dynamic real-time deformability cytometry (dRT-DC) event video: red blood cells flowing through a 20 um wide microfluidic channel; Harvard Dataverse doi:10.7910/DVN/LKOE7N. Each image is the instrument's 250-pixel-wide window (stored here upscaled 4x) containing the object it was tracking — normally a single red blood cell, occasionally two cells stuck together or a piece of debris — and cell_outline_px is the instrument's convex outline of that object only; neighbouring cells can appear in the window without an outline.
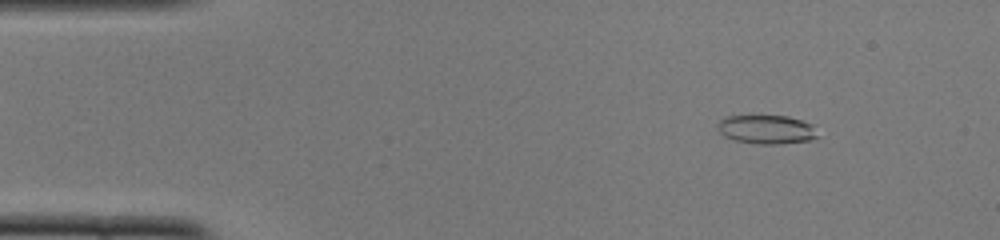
{"species": "common noctule bat (a hibernating species)", "species_latin": "Nyctalus noctula", "temperature_condition": "cold", "stored_images_in_passage": 47, "camera_frame_rate_fps": 3000, "um_per_image_px": 0.085, "animal": {"sex": "female", "body_mass_g": 22.0, "forearm_length_mm": 56.7}, "frame": {"image": 1, "passage_image": 3, "time_ms": 0.667, "image_size_px": [1000, 240], "cell_outline_px": [[816, 136], [812, 140], [780, 144], [760, 144], [736, 140], [724, 136], [720, 132], [716, 124], [724, 116], [788, 116], [812, 124]], "centroid_in_image_um": [65.12, 11.0], "position_along_channel_um": 19.9, "area_um2": 16.65}}
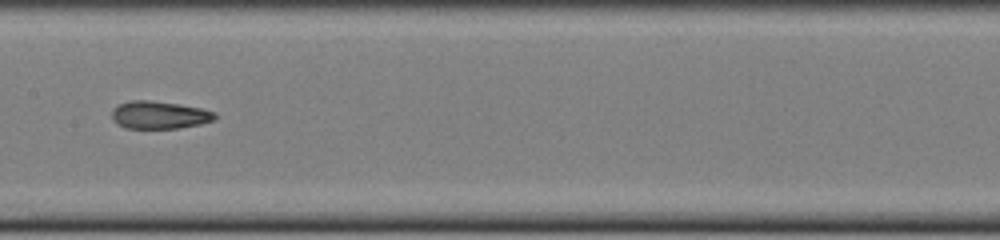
{"frame": {"image": 2, "passage_image": 22, "time_ms": 7.0, "image_size_px": [1000, 240], "cell_outline_px": [[216, 116], [212, 120], [200, 124], [180, 128], [124, 128], [116, 124], [112, 120], [112, 108], [120, 104], [132, 100], [148, 100], [180, 104], [200, 108], [216, 112]], "centroid_in_image_um": [13.51, 9.77], "position_along_channel_um": 193.9, "area_um2": 16.65}}
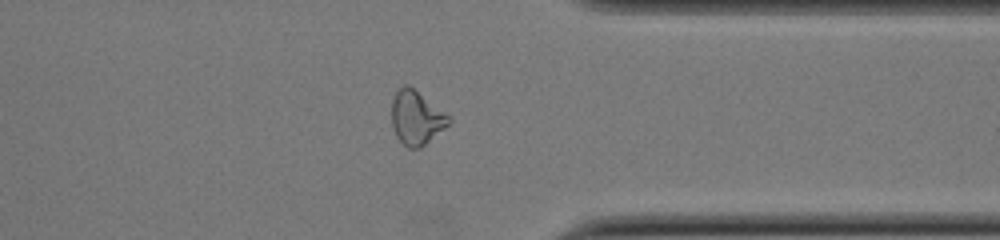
{"frame": {"image": 3, "passage_image": 36, "time_ms": 11.667, "image_size_px": [1000, 240], "cell_outline_px": [[452, 124], [420, 148], [408, 148], [396, 136], [392, 128], [392, 100], [396, 92], [404, 84], [408, 84], [452, 116]], "centroid_in_image_um": [35.44, 10.01], "position_along_channel_um": 376.0, "area_um2": 18.32}, "authors_computed_cell_mechanics": {"area_um2": 16.9354, "velocity_mm_per_s": 4.0207, "shape_relaxation_time_tau1_ms": null, "shape_relaxation_time_tau2_ms": 3.0155, "deformation_change_tau1": null, "deformation_change_tau2": 0.1069}}